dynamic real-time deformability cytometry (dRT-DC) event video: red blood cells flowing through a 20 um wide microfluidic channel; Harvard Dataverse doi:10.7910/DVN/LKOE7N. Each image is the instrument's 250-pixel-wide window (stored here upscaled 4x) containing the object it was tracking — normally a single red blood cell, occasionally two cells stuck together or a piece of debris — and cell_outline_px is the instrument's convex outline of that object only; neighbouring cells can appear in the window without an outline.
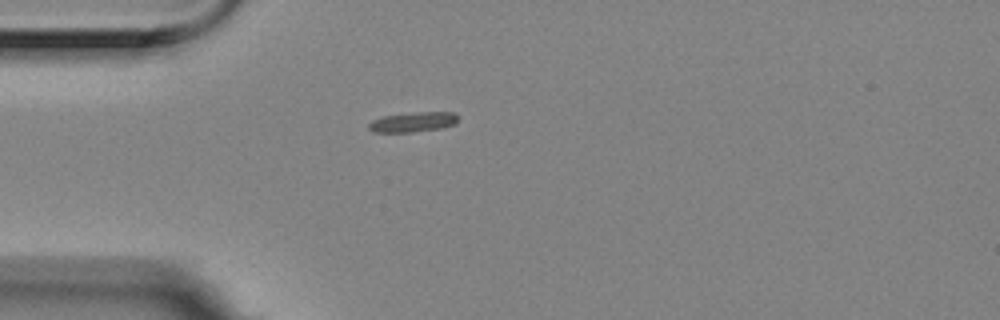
{"species": "Egyptian fruit bat (a non-hibernating species)", "species_latin": "Rousettus aegyptiacus", "temperature_condition": "room temperature", "stored_images_in_passage": 4, "camera_frame_rate_fps": 3000, "um_per_image_px": 0.085, "animal": {"sex": "female"}, "frame": {"image": 1, "passage_image": 4, "time_ms": 1.0, "image_size_px": [1000, 320], "cell_outline_px": [[460, 116], [456, 124], [444, 128], [412, 132], [372, 132], [368, 128], [368, 124], [372, 120], [384, 116], [416, 112], [456, 112]], "centroid_in_image_um": [35.17, 10.37], "position_along_channel_um": 49.8, "area_um2": 10.58}}